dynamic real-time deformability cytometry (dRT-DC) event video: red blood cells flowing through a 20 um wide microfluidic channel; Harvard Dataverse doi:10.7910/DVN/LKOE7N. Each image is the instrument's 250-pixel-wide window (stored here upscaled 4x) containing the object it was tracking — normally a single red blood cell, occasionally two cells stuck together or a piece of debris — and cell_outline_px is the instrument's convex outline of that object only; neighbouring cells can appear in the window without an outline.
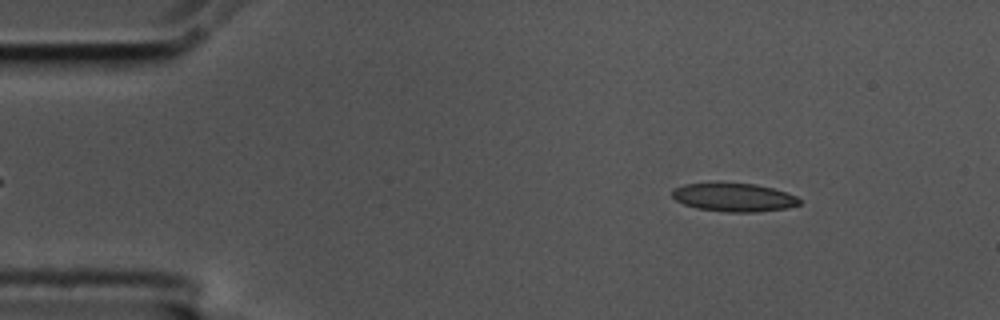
{"species": "common noctule bat (a hibernating species)", "species_latin": "Nyctalus noctula", "temperature_condition": "cold", "stored_images_in_passage": 56, "camera_frame_rate_fps": 3000, "um_per_image_px": 0.085, "animal": {"sex": "male", "body_mass_g": 17.5, "forearm_length_mm": 52.3}, "frame": {"image": 1, "passage_image": 7, "time_ms": 2.0, "image_size_px": [1000, 320], "cell_outline_px": [[800, 204], [788, 208], [756, 212], [728, 212], [696, 208], [684, 204], [676, 200], [672, 196], [672, 188], [684, 184], [756, 184], [772, 188], [796, 196], [800, 200]], "centroid_in_image_um": [62.37, 16.79], "position_along_channel_um": 22.6, "area_um2": 20.75}}
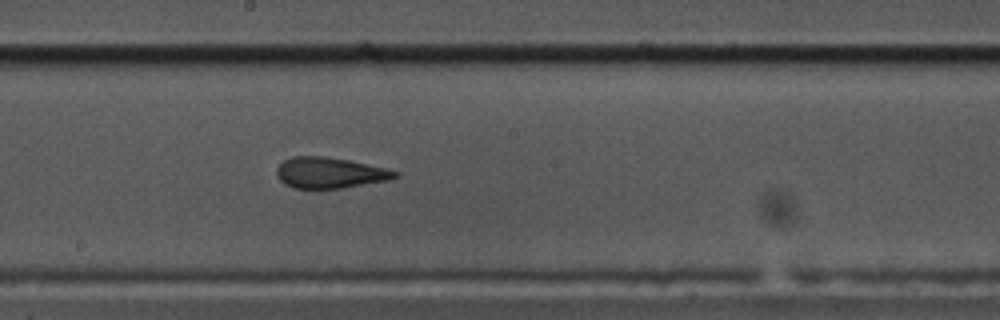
{"frame": {"image": 2, "passage_image": 30, "time_ms": 9.667, "image_size_px": [1000, 320], "cell_outline_px": [[400, 172], [396, 176], [388, 180], [340, 188], [292, 188], [284, 184], [280, 180], [276, 172], [276, 168], [284, 160], [292, 156], [324, 156], [348, 160], [388, 168]], "centroid_in_image_um": [28.01, 14.68], "position_along_channel_um": 220.2, "area_um2": 21.21}}
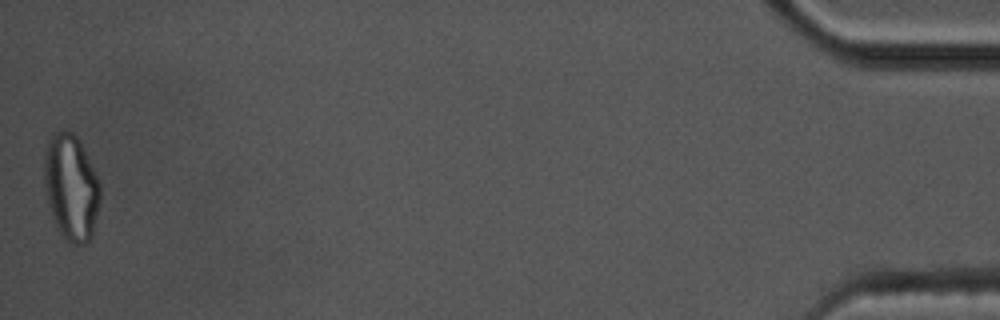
{"frame": {"image": 3, "passage_image": 56, "time_ms": 18.333, "image_size_px": [1000, 320], "cell_outline_px": [[100, 200], [92, 236], [84, 244], [68, 244], [56, 228], [52, 216], [44, 188], [44, 152], [48, 140], [52, 132], [64, 128], [68, 128], [76, 136], [100, 184]], "centroid_in_image_um": [6.01, 15.92], "position_along_channel_um": 429.2, "area_um2": 34.74}, "authors_computed_cell_mechanics": {"area_um2": 21.675, "velocity_mm_per_s": 3.5132, "shape_relaxation_time_tau1_ms": null, "shape_relaxation_time_tau2_ms": 2.1295, "deformation_change_tau1": null, "deformation_change_tau2": 0.0885}}